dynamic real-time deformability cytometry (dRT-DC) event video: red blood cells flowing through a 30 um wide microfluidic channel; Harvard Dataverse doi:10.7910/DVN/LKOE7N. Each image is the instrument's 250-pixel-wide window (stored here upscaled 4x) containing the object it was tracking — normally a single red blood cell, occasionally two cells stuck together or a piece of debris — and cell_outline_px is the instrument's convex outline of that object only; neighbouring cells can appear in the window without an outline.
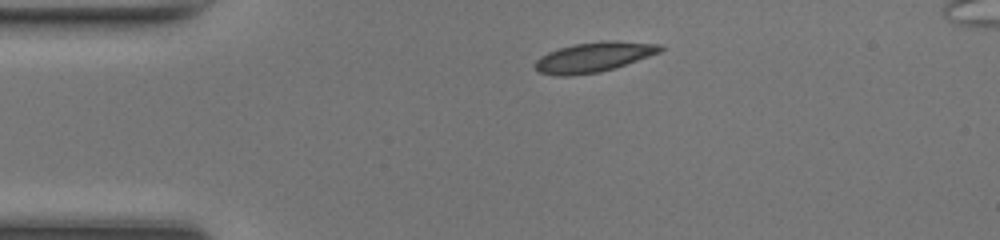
{"species": "common noctule bat (a hibernating species)", "species_latin": "Nyctalus noctula", "temperature_condition": "room temperature", "stored_images_in_passage": 33, "camera_frame_rate_fps": 3000, "um_per_image_px": 0.085, "animal": {"sex": "female", "body_mass_g": 17.0, "forearm_length_mm": 48.0}, "frame": {"image": 1, "passage_image": 1, "time_ms": 0.0, "image_size_px": [1000, 240], "cell_outline_px": [[664, 48], [660, 52], [616, 68], [600, 72], [568, 76], [556, 76], [540, 72], [536, 68], [536, 60], [540, 56], [548, 52], [560, 48], [576, 44], [604, 40], [612, 40], [660, 44]], "centroid_in_image_um": [50.49, 4.85], "position_along_channel_um": 34.5, "area_um2": 21.73}}
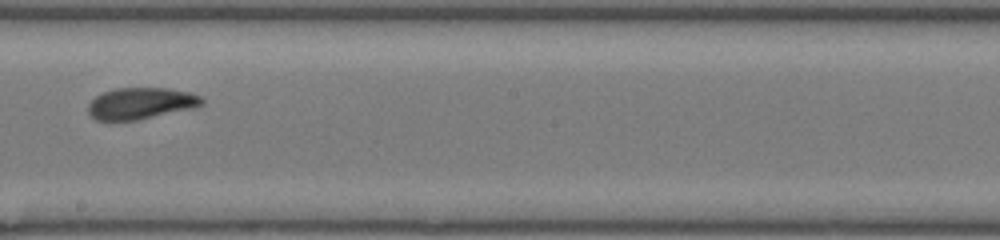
{"frame": {"image": 2, "passage_image": 18, "time_ms": 5.667, "image_size_px": [1000, 240], "cell_outline_px": [[204, 104], [192, 108], [136, 120], [96, 120], [88, 112], [88, 104], [96, 96], [104, 92], [116, 88], [168, 88], [188, 92], [200, 96], [204, 100]], "centroid_in_image_um": [11.96, 8.78], "position_along_channel_um": 236.2, "area_um2": 20.63}}
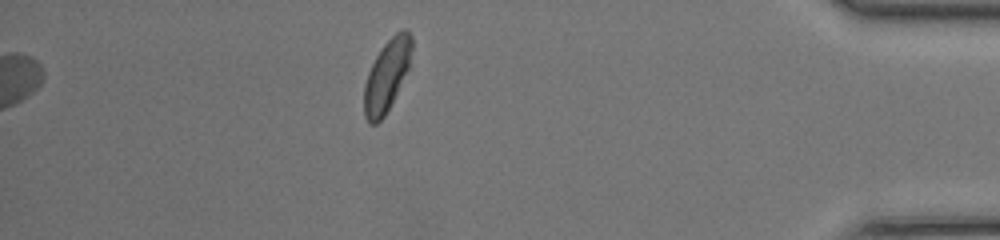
{"frame": {"image": 3, "passage_image": 33, "time_ms": 10.667, "image_size_px": [1000, 240], "cell_outline_px": [[412, 48], [408, 68], [384, 116], [376, 124], [368, 124], [364, 116], [364, 84], [368, 72], [376, 56], [384, 44], [396, 32], [404, 28], [408, 28], [412, 36]], "centroid_in_image_um": [32.86, 6.39], "position_along_channel_um": 402.3, "area_um2": 19.59}, "authors_computed_cell_mechanics": {"area_um2": 21.1548, "velocity_mm_per_s": 4.2689, "shape_relaxation_time_tau1_ms": 3.9132, "shape_relaxation_time_tau2_ms": 2.0901, "deformation_change_tau1": 0.1169, "deformation_change_tau2": 0.063}}